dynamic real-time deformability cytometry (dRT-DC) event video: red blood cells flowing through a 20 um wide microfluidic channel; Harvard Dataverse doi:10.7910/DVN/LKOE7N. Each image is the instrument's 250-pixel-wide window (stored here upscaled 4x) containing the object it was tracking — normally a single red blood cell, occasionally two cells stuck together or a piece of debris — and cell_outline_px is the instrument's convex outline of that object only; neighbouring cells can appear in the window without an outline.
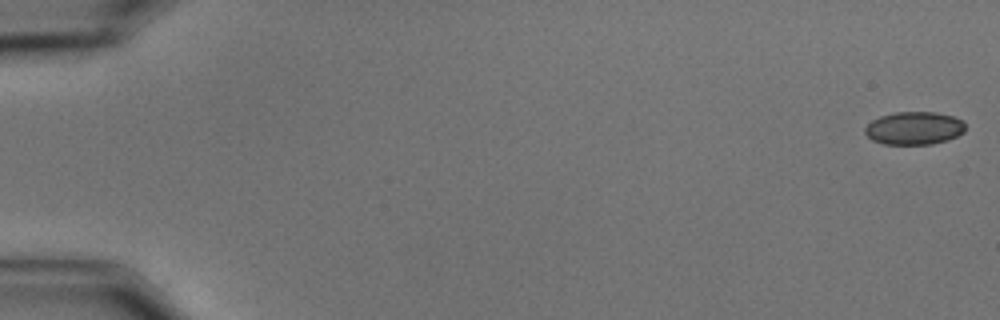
{"species": "common noctule bat (a hibernating species)", "species_latin": "Nyctalus noctula", "temperature_condition": "cold", "stored_images_in_passage": 58, "camera_frame_rate_fps": 3000, "um_per_image_px": 0.085, "animal": {"sex": "male", "body_mass_g": 15.6}, "frame": {"image": 1, "passage_image": 1, "time_ms": 0.0, "image_size_px": [1000, 320], "cell_outline_px": [[964, 132], [948, 140], [932, 144], [884, 144], [872, 140], [864, 132], [864, 128], [872, 120], [880, 116], [896, 112], [936, 112], [952, 116], [964, 120]], "centroid_in_image_um": [77.7, 10.89], "position_along_channel_um": 7.3, "area_um2": 19.31}}
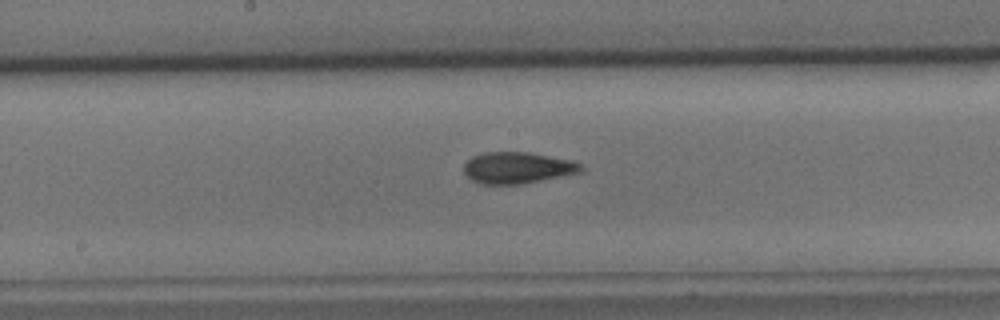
{"frame": {"image": 2, "passage_image": 31, "time_ms": 10.0, "image_size_px": [1000, 320], "cell_outline_px": [[584, 172], [520, 184], [480, 184], [472, 180], [464, 172], [464, 164], [472, 156], [484, 152], [532, 152], [572, 160], [580, 164], [584, 168]], "centroid_in_image_um": [44.01, 14.25], "position_along_channel_um": 204.2, "area_um2": 21.62}}
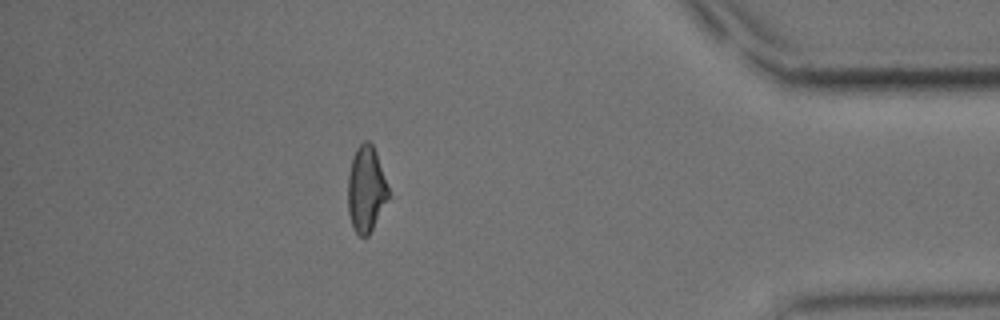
{"frame": {"image": 3, "passage_image": 51, "time_ms": 16.667, "image_size_px": [1000, 320], "cell_outline_px": [[388, 196], [368, 236], [360, 236], [352, 228], [348, 212], [348, 176], [352, 160], [356, 148], [364, 140], [368, 140], [372, 144], [376, 152], [388, 188]], "centroid_in_image_um": [31.09, 16.06], "position_along_channel_um": 404.1, "area_um2": 19.83}, "authors_computed_cell_mechanics": {"area_um2": 20.8369, "velocity_mm_per_s": 3.545, "shape_relaxation_time_tau1_ms": 4.7179, "shape_relaxation_time_tau2_ms": 4.0612, "deformation_change_tau1": 0.1261, "deformation_change_tau2": 0.1093}}